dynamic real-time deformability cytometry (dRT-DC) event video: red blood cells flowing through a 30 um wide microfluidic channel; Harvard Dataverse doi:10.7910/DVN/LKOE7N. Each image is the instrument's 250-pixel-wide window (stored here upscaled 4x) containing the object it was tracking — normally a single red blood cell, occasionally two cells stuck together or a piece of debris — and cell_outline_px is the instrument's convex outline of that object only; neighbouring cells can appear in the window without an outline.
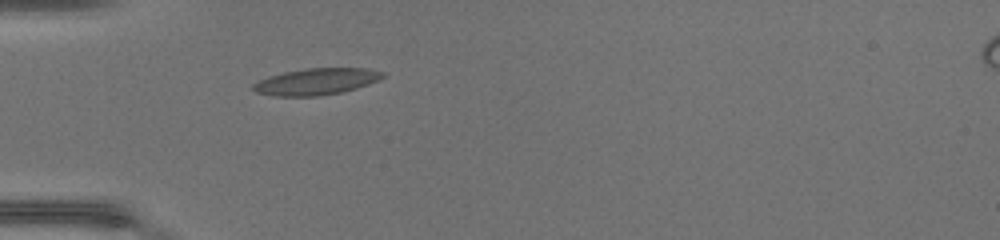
{"species": "common noctule bat (a hibernating species)", "species_latin": "Nyctalus noctula", "temperature_condition": "warm", "stored_images_in_passage": 33, "camera_frame_rate_fps": 3000, "um_per_image_px": 0.085, "animal": {"sex": "female", "body_mass_g": 17.0, "forearm_length_mm": 48.0}, "frame": {"image": 1, "passage_image": 1, "time_ms": 0.0, "image_size_px": [1000, 240], "cell_outline_px": [[384, 76], [368, 84], [356, 88], [340, 92], [316, 96], [272, 96], [256, 92], [252, 88], [252, 84], [268, 76], [284, 72], [308, 68], [368, 68], [384, 72]], "centroid_in_image_um": [26.85, 6.93], "position_along_channel_um": 58.2, "area_um2": 19.88}}
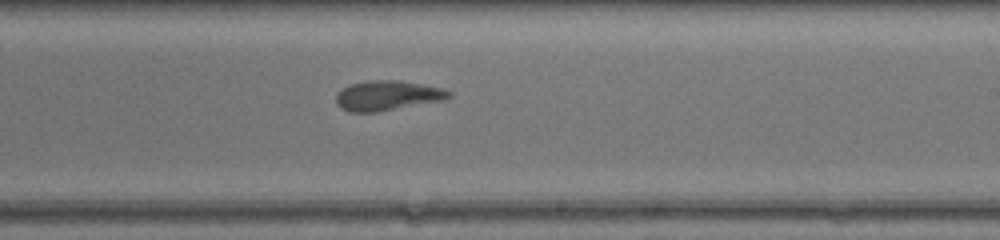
{"frame": {"image": 2, "passage_image": 15, "time_ms": 4.667, "image_size_px": [1000, 240], "cell_outline_px": [[452, 96], [444, 100], [376, 112], [348, 112], [340, 108], [336, 104], [336, 96], [348, 84], [372, 80], [400, 80], [444, 88], [452, 92]], "centroid_in_image_um": [32.95, 8.12], "position_along_channel_um": 256.1, "area_um2": 19.71}}
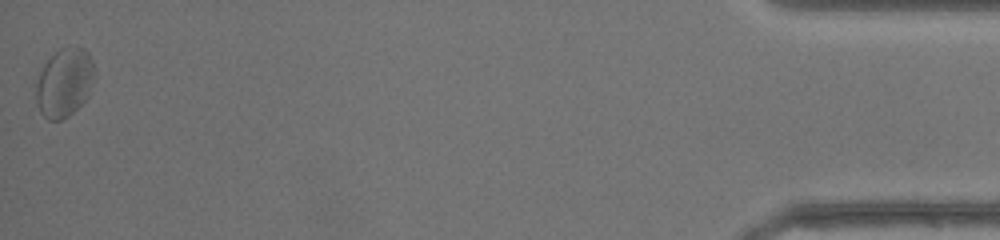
{"frame": {"image": 3, "passage_image": 33, "time_ms": 10.667, "image_size_px": [1000, 240], "cell_outline_px": [[96, 76], [88, 96], [68, 116], [60, 120], [48, 120], [40, 112], [36, 100], [36, 84], [40, 72], [44, 64], [60, 48], [84, 48], [88, 52], [92, 60]], "centroid_in_image_um": [5.49, 7.03], "position_along_channel_um": 429.7, "area_um2": 23.24}, "authors_computed_cell_mechanics": {"area_um2": 19.8254, "velocity_mm_per_s": 4.4205, "shape_relaxation_time_tau1_ms": 4.509, "shape_relaxation_time_tau2_ms": 2.9069, "deformation_change_tau1": 0.1531, "deformation_change_tau2": 0.0927}}